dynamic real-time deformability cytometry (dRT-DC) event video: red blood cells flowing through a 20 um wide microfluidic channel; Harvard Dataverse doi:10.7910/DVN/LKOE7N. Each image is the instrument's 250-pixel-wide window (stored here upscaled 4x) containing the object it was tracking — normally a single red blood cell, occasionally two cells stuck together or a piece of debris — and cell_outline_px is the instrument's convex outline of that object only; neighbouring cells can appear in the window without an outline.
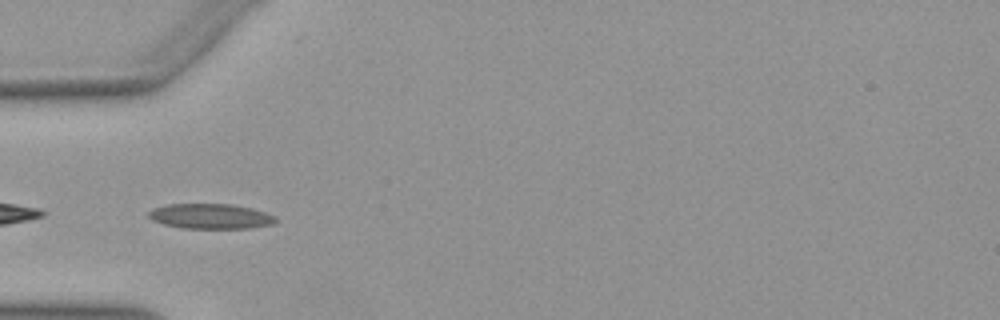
{"species": "Egyptian fruit bat (a non-hibernating species)", "species_latin": "Rousettus aegyptiacus", "temperature_condition": "warm", "stored_images_in_passage": 51, "segment_of_instrument_passage": [2, 2], "camera_frame_rate_fps": 3000, "um_per_image_px": 0.085, "animal": {"sex": "female"}, "frame": {"image": 1, "passage_image": 16, "time_ms": 5.0, "image_size_px": [1000, 320], "cell_outline_px": [[276, 220], [272, 224], [252, 228], [184, 228], [164, 224], [152, 220], [148, 216], [148, 212], [152, 208], [168, 204], [232, 204], [252, 208], [276, 216]], "centroid_in_image_um": [17.89, 18.38], "position_along_channel_um": 67.1, "area_um2": 18.55}}
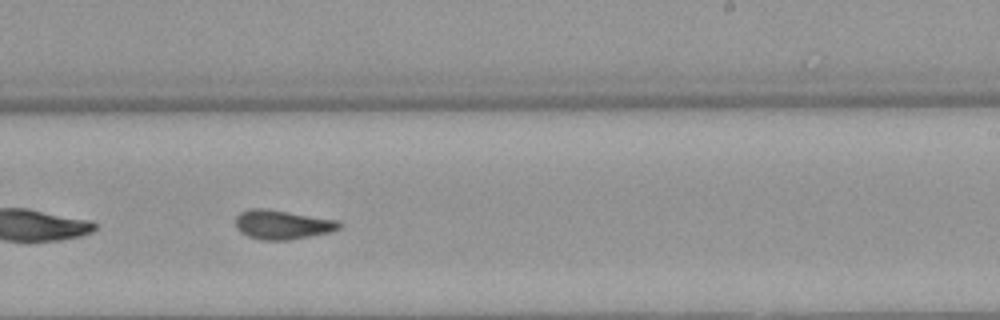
{"frame": {"image": 2, "passage_image": 31, "time_ms": 10.0, "image_size_px": [1000, 320], "cell_outline_px": [[340, 228], [328, 232], [288, 240], [264, 240], [248, 236], [240, 232], [236, 228], [236, 216], [240, 212], [248, 208], [264, 208], [340, 220]], "centroid_in_image_um": [23.96, 19.08], "position_along_channel_um": 265.0, "area_um2": 17.57}}
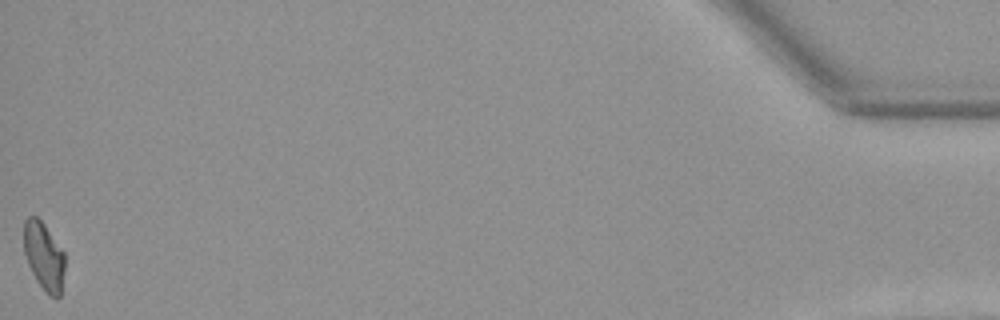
{"frame": {"image": 3, "passage_image": 51, "time_ms": 16.667, "image_size_px": [1000, 320], "cell_outline_px": [[64, 268], [60, 296], [56, 300], [48, 296], [36, 280], [28, 264], [24, 252], [24, 220], [28, 216], [36, 216], [44, 224], [64, 252]], "centroid_in_image_um": [3.73, 21.8], "position_along_channel_um": 431.5, "area_um2": 16.24}}